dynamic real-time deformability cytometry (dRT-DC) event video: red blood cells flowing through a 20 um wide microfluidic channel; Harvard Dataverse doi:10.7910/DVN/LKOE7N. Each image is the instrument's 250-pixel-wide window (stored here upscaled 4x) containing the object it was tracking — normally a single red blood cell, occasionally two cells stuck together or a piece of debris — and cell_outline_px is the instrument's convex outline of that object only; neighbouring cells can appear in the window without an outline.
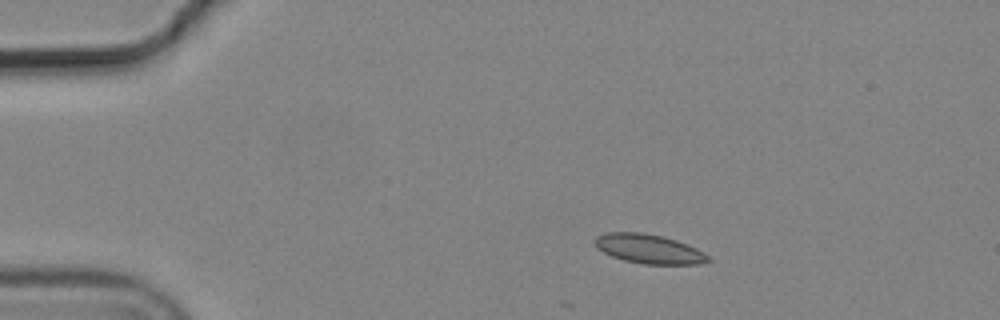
{"species": "common noctule bat (a hibernating species)", "species_latin": "Nyctalus noctula", "temperature_condition": "cold", "stored_images_in_passage": 4, "camera_frame_rate_fps": 3000, "um_per_image_px": 0.085, "animal": {"sex": "male", "body_mass_g": 19.2, "forearm_length_mm": 51.8}, "frame": {"image": 1, "passage_image": 2, "time_ms": 0.333, "image_size_px": [1000, 320], "cell_outline_px": [[712, 260], [696, 264], [644, 264], [624, 260], [612, 256], [596, 248], [592, 240], [596, 236], [608, 232], [644, 232], [664, 236], [688, 244], [704, 252]], "centroid_in_image_um": [55.13, 21.14], "position_along_channel_um": 29.9, "area_um2": 19.48}}